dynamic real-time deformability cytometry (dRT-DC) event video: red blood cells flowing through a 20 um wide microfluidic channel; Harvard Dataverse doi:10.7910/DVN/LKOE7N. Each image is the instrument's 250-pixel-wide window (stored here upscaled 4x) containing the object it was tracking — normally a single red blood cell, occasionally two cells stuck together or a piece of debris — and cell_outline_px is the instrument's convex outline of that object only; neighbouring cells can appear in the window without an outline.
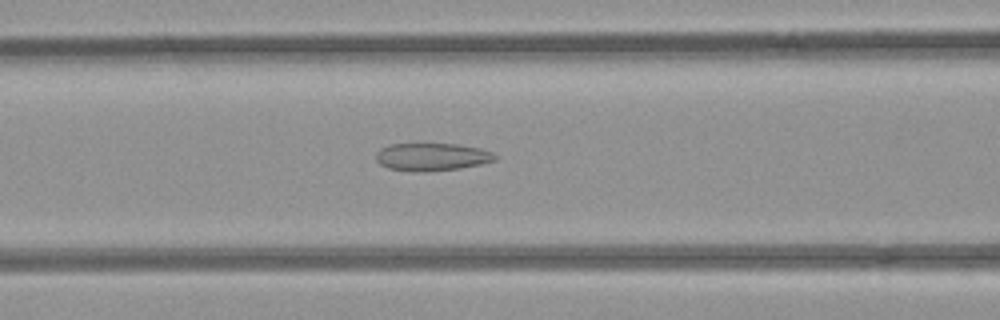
{"species": "common noctule bat (a hibernating species)", "species_latin": "Nyctalus noctula", "temperature_condition": "room temperature", "stored_images_in_passage": 45, "camera_frame_rate_fps": 3000, "um_per_image_px": 0.085, "animal": {"sex": "female", "body_mass_g": 21.9}, "frame": {"image": 1, "passage_image": 21, "time_ms": 6.667, "image_size_px": [1000, 320], "cell_outline_px": [[496, 160], [480, 164], [460, 168], [388, 168], [380, 164], [376, 160], [376, 152], [380, 148], [392, 144], [456, 144], [480, 148], [492, 152], [496, 156]], "centroid_in_image_um": [36.74, 13.27], "position_along_channel_um": 129.9, "area_um2": 18.03}}
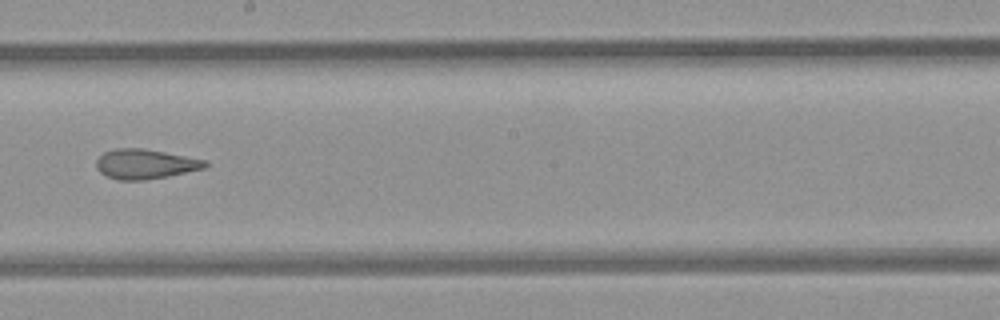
{"frame": {"image": 2, "passage_image": 29, "time_ms": 9.333, "image_size_px": [1000, 320], "cell_outline_px": [[208, 164], [204, 168], [168, 176], [144, 180], [120, 180], [108, 176], [100, 172], [96, 168], [96, 160], [104, 152], [116, 148], [144, 148], [208, 160]], "centroid_in_image_um": [12.35, 13.93], "position_along_channel_um": 235.9, "area_um2": 18.84}}
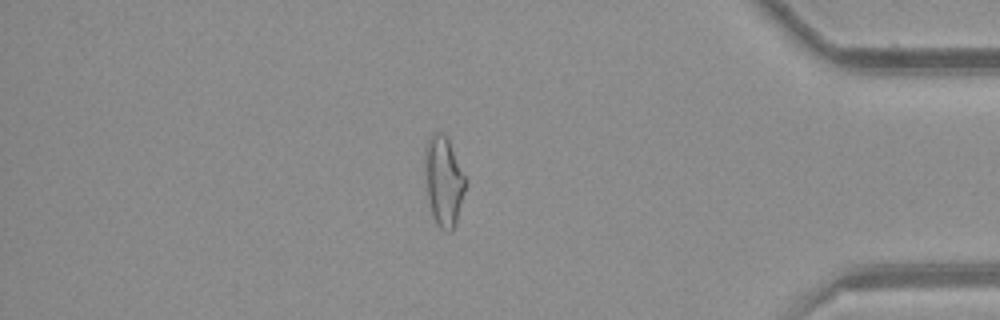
{"frame": {"image": 3, "passage_image": 44, "time_ms": 14.333, "image_size_px": [1000, 320], "cell_outline_px": [[464, 192], [456, 220], [452, 228], [448, 232], [444, 232], [436, 224], [432, 216], [428, 196], [424, 164], [424, 148], [428, 140], [436, 132], [444, 132], [448, 140], [464, 176]], "centroid_in_image_um": [37.67, 15.39], "position_along_channel_um": 397.5, "area_um2": 20.58}, "authors_computed_cell_mechanics": {"area_um2": 20.23, "velocity_mm_per_s": 3.9676, "shape_relaxation_time_tau1_ms": null, "shape_relaxation_time_tau2_ms": 2.7869, "deformation_change_tau1": null, "deformation_change_tau2": 0.1164}}